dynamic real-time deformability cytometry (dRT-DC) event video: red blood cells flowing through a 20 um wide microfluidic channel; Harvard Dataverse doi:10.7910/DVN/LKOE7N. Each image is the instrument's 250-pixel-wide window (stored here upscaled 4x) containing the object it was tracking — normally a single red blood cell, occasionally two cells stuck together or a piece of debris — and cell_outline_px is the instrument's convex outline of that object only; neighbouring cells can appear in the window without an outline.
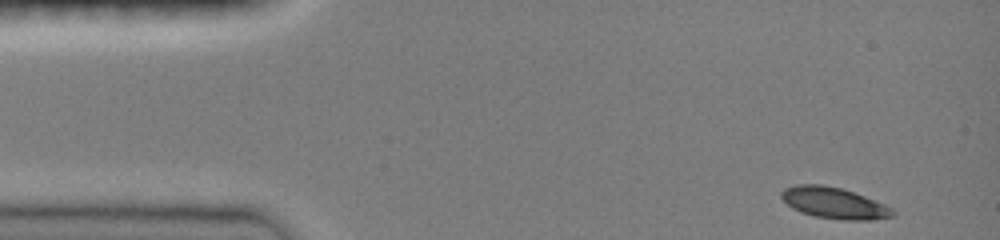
{"species": "common noctule bat (a hibernating species)", "species_latin": "Nyctalus noctula", "temperature_condition": "room temperature", "stored_images_in_passage": 42, "camera_frame_rate_fps": 3000, "um_per_image_px": 0.085, "animal": {"sex": "female", "body_mass_g": 19.0, "forearm_length_mm": 51.5}, "frame": {"image": 1, "passage_image": 1, "time_ms": 0.0, "image_size_px": [1000, 240], "cell_outline_px": [[896, 216], [872, 220], [844, 220], [812, 216], [800, 212], [792, 208], [780, 196], [780, 192], [784, 188], [796, 184], [824, 184], [840, 188], [864, 196], [884, 204], [892, 208], [896, 212]], "centroid_in_image_um": [70.89, 17.26], "position_along_channel_um": 14.1, "area_um2": 20.4}}
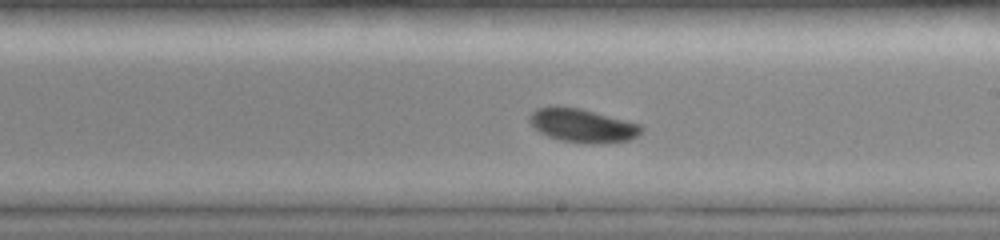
{"frame": {"image": 2, "passage_image": 25, "time_ms": 8.0, "image_size_px": [1000, 240], "cell_outline_px": [[644, 128], [636, 136], [628, 140], [604, 144], [588, 144], [560, 140], [548, 136], [540, 132], [528, 120], [528, 116], [536, 108], [556, 104], [580, 108], [640, 124]], "centroid_in_image_um": [49.47, 10.65], "position_along_channel_um": 239.5, "area_um2": 22.14}}
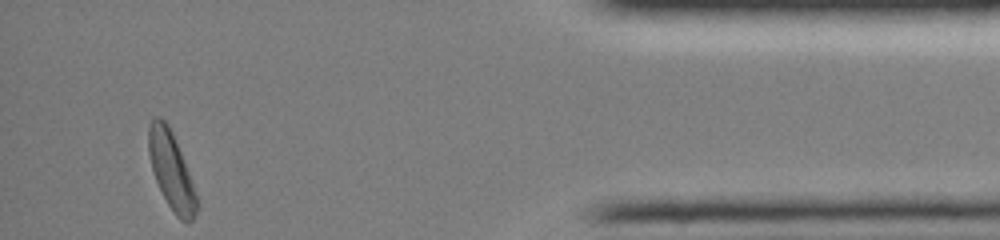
{"frame": {"image": 3, "passage_image": 42, "time_ms": 13.667, "image_size_px": [1000, 240], "cell_outline_px": [[200, 204], [192, 220], [188, 224], [180, 220], [176, 216], [168, 204], [156, 180], [152, 168], [148, 152], [148, 128], [152, 116], [160, 116], [168, 124], [176, 140], [196, 192]], "centroid_in_image_um": [14.57, 14.5], "position_along_channel_um": 420.6, "area_um2": 21.73}, "authors_computed_cell_mechanics": {"area_um2": 20.9236, "velocity_mm_per_s": 3.9816, "shape_relaxation_time_tau1_ms": 2.6376, "shape_relaxation_time_tau2_ms": null, "deformation_change_tau1": 0.1029, "deformation_change_tau2": null}}